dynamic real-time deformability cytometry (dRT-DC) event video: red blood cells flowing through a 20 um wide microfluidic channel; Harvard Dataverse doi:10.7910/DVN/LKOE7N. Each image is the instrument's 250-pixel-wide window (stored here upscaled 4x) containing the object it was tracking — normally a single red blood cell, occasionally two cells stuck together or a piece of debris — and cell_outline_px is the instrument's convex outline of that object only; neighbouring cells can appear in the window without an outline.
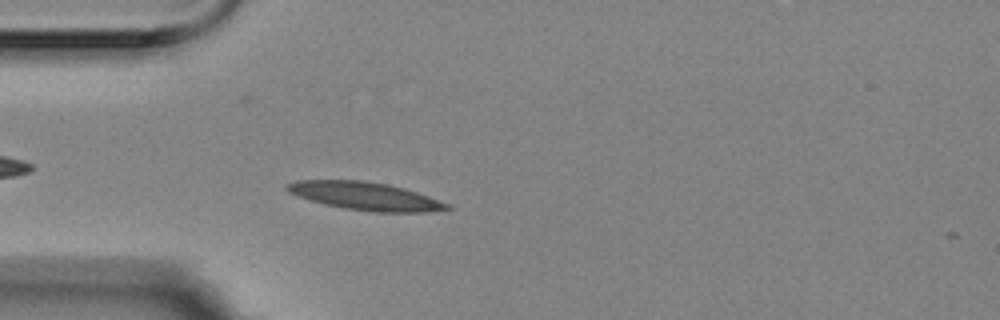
{"species": "Egyptian fruit bat (a non-hibernating species)", "species_latin": "Rousettus aegyptiacus", "temperature_condition": "room temperature", "stored_images_in_passage": 4, "camera_frame_rate_fps": 3000, "um_per_image_px": 0.085, "animal": {"sex": "female"}, "frame": {"image": 1, "passage_image": 4, "time_ms": 1.0, "image_size_px": [1000, 320], "cell_outline_px": [[452, 208], [428, 212], [372, 212], [344, 208], [324, 204], [288, 192], [284, 188], [284, 184], [296, 180], [364, 180], [388, 184], [404, 188], [428, 196], [448, 204]], "centroid_in_image_um": [31.01, 16.66], "position_along_channel_um": 54.0, "area_um2": 26.01}}